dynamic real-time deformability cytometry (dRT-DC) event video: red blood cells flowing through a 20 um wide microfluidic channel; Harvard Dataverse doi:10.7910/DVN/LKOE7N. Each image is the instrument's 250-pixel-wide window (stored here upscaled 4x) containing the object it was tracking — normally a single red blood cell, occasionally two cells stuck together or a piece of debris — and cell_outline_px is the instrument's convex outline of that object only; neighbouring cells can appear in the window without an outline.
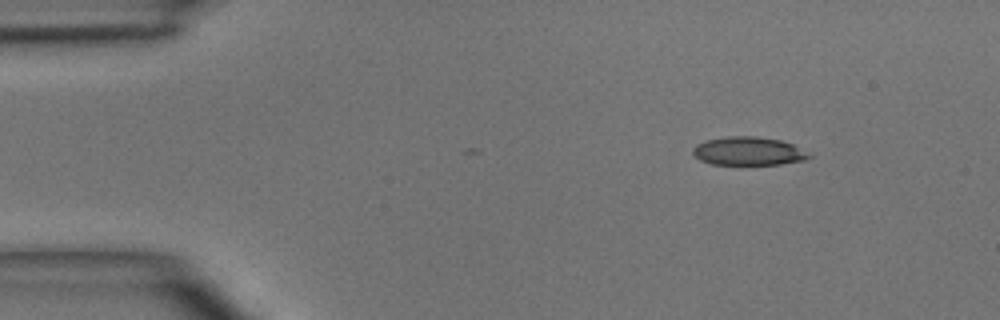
{"species": "common noctule bat (a hibernating species)", "species_latin": "Nyctalus noctula", "temperature_condition": "room temperature", "stored_images_in_passage": 3, "segment_of_instrument_passage": [1, 2], "camera_frame_rate_fps": 3000, "um_per_image_px": 0.085, "animal": {"sex": "male", "body_mass_g": 15.6}, "frame": {"image": 1, "passage_image": 1, "time_ms": 0.0, "image_size_px": [1000, 320], "cell_outline_px": [[812, 156], [804, 160], [780, 164], [712, 164], [700, 160], [692, 152], [692, 148], [696, 144], [704, 140], [728, 136], [756, 136], [780, 140], [792, 144]], "centroid_in_image_um": [63.56, 12.84], "position_along_channel_um": 21.4, "area_um2": 19.07}}